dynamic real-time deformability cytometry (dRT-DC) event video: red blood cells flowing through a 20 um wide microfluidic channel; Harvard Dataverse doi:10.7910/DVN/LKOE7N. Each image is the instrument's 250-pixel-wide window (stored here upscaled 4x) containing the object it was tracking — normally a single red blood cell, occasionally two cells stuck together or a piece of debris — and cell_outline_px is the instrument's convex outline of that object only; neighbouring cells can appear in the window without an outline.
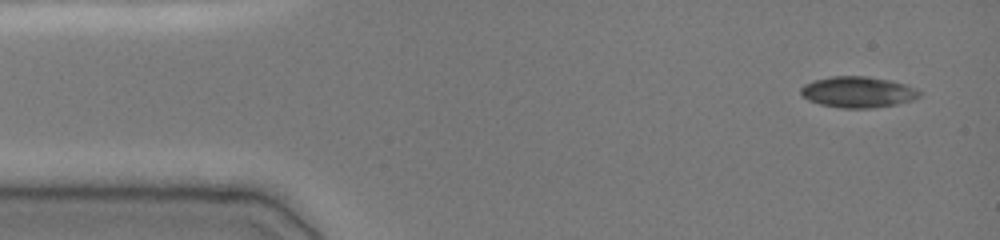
{"species": "common noctule bat (a hibernating species)", "species_latin": "Nyctalus noctula", "temperature_condition": "cold", "stored_images_in_passage": 29, "camera_frame_rate_fps": 3000, "um_per_image_px": 0.085, "animal": {"sex": "female", "body_mass_g": 19.0, "forearm_length_mm": 51.5}, "frame": {"image": 1, "passage_image": 1, "time_ms": 0.0, "image_size_px": [1000, 240], "cell_outline_px": [[920, 96], [912, 100], [896, 104], [868, 108], [840, 108], [820, 104], [808, 100], [800, 92], [800, 88], [804, 84], [812, 80], [832, 76], [868, 76], [888, 80], [904, 84], [916, 88], [920, 92]], "centroid_in_image_um": [72.89, 7.82], "position_along_channel_um": 12.1, "area_um2": 21.39}}
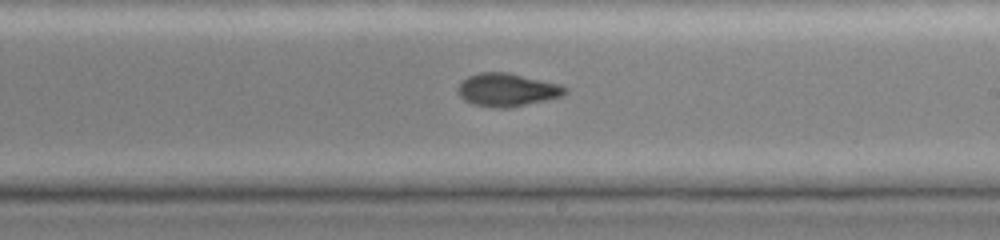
{"frame": {"image": 2, "passage_image": 18, "time_ms": 8.333, "image_size_px": [1000, 240], "cell_outline_px": [[568, 92], [560, 96], [544, 100], [508, 108], [504, 108], [472, 104], [464, 100], [460, 96], [456, 88], [468, 76], [480, 72], [508, 72], [560, 84], [568, 88]], "centroid_in_image_um": [43.1, 7.62], "position_along_channel_um": 245.9, "area_um2": 20.46}}
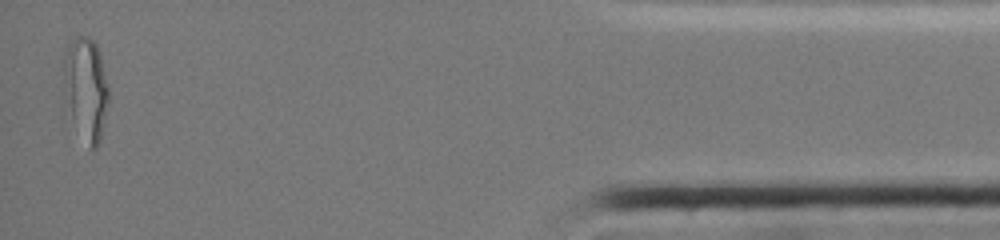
{"frame": {"image": 3, "passage_image": 29, "time_ms": 14.667, "image_size_px": [1000, 240], "cell_outline_px": [[108, 104], [104, 124], [100, 140], [96, 148], [88, 148], [64, 112], [64, 60], [68, 40], [80, 36], [88, 36], [96, 44], [100, 52], [108, 84]], "centroid_in_image_um": [7.26, 7.6], "position_along_channel_um": 427.9, "area_um2": 27.92}, "authors_computed_cell_mechanics": {"area_um2": 21.386, "velocity_mm_per_s": 3.9449, "shape_relaxation_time_tau1_ms": null, "shape_relaxation_time_tau2_ms": 1.8331, "deformation_change_tau1": null, "deformation_change_tau2": 0.059}}